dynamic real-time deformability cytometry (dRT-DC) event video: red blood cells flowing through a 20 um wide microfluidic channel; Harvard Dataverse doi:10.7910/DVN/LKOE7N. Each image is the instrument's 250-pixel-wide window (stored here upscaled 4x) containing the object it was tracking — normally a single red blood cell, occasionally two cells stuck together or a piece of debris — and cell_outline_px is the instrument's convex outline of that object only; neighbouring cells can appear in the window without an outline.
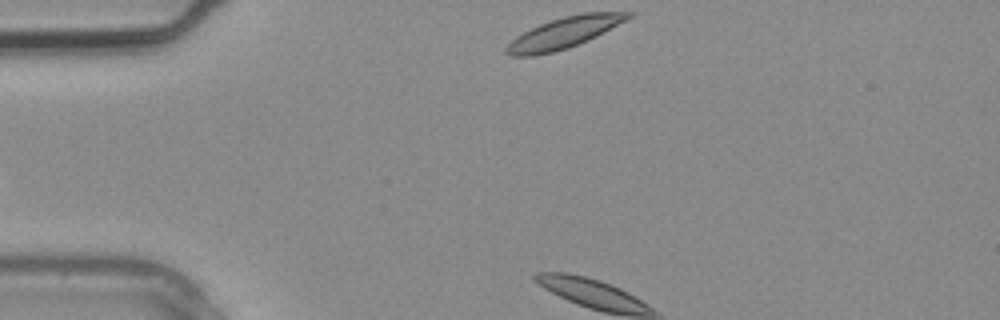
{"species": "common noctule bat (a hibernating species)", "species_latin": "Nyctalus noctula", "temperature_condition": "warm", "stored_images_in_passage": 2, "camera_frame_rate_fps": 3000, "um_per_image_px": 0.085, "animal": {"sex": "male", "body_mass_g": 20.4}, "frame": {"image": 1, "passage_image": 2, "time_ms": 0.333, "image_size_px": [1000, 320], "cell_outline_px": [[632, 16], [596, 36], [588, 40], [568, 48], [536, 56], [512, 56], [504, 52], [504, 48], [516, 36], [540, 24], [564, 16], [584, 12], [632, 12]], "centroid_in_image_um": [47.9, 2.8], "position_along_channel_um": 37.1, "area_um2": 21.68}}